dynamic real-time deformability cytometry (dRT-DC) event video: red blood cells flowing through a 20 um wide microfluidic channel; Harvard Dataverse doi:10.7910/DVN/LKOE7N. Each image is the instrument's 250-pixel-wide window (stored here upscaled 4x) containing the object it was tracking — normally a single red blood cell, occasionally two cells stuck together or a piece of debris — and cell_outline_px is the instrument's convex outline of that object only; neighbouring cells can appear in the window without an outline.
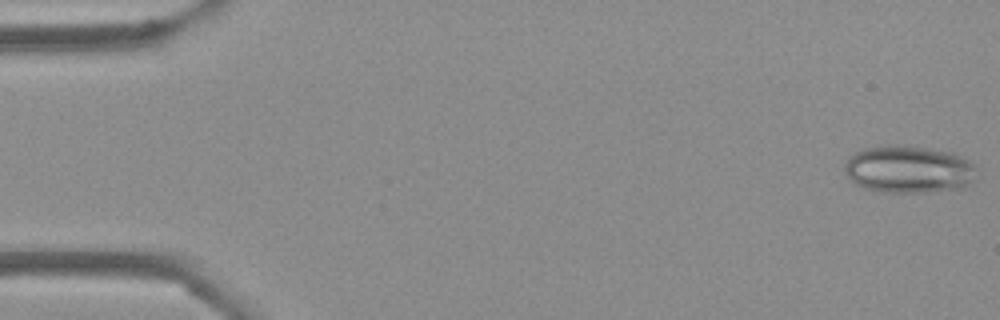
{"species": "Egyptian fruit bat (a non-hibernating species)", "species_latin": "Rousettus aegyptiacus", "temperature_condition": "cold", "stored_images_in_passage": 54, "camera_frame_rate_fps": 3000, "um_per_image_px": 0.085, "frame": {"image": 1, "passage_image": 1, "time_ms": 0.0, "image_size_px": [1000, 320], "cell_outline_px": [[976, 168], [972, 180], [964, 188], [924, 192], [880, 192], [864, 188], [856, 184], [848, 176], [844, 168], [844, 164], [848, 156], [864, 148], [888, 144], [904, 144], [952, 152], [964, 156], [972, 160], [976, 164]], "centroid_in_image_um": [77.25, 14.37], "position_along_channel_um": 7.8, "area_um2": 37.05}}
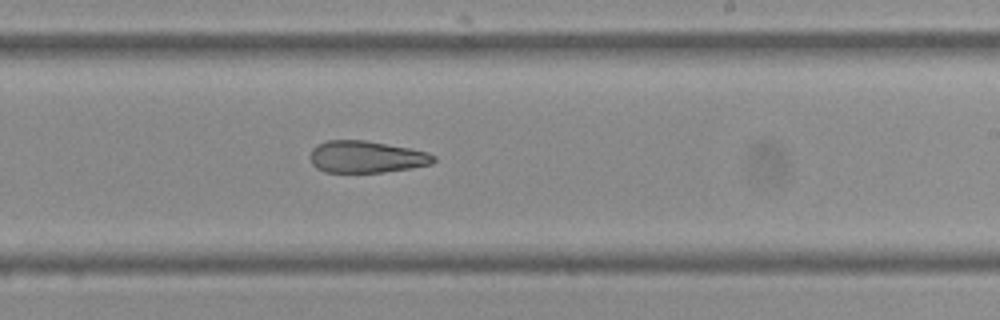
{"frame": {"image": 2, "passage_image": 32, "time_ms": 10.333, "image_size_px": [1000, 320], "cell_outline_px": [[436, 160], [432, 164], [412, 168], [384, 172], [324, 172], [316, 168], [312, 164], [308, 156], [312, 148], [316, 144], [328, 140], [364, 140], [408, 148], [428, 152], [436, 156]], "centroid_in_image_um": [31.11, 13.34], "position_along_channel_um": 257.9, "area_um2": 23.18}}
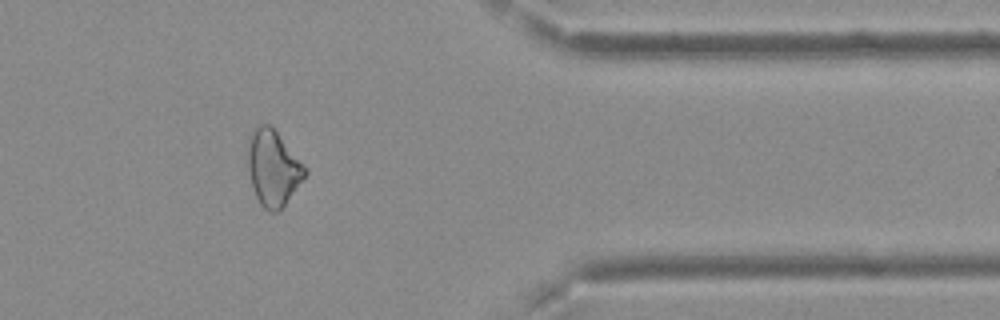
{"frame": {"image": 3, "passage_image": 44, "time_ms": 14.333, "image_size_px": [1000, 320], "cell_outline_px": [[308, 172], [284, 204], [276, 212], [268, 212], [260, 204], [252, 188], [248, 168], [248, 136], [256, 124], [268, 124], [276, 132], [308, 168]], "centroid_in_image_um": [23.19, 14.26], "position_along_channel_um": 388.2, "area_um2": 25.03}, "authors_computed_cell_mechanics": {"area_um2": 26.1545, "velocity_mm_per_s": 3.7389, "shape_relaxation_time_tau1_ms": null, "shape_relaxation_time_tau2_ms": 4.6555, "deformation_change_tau1": null, "deformation_change_tau2": 0.1527}}